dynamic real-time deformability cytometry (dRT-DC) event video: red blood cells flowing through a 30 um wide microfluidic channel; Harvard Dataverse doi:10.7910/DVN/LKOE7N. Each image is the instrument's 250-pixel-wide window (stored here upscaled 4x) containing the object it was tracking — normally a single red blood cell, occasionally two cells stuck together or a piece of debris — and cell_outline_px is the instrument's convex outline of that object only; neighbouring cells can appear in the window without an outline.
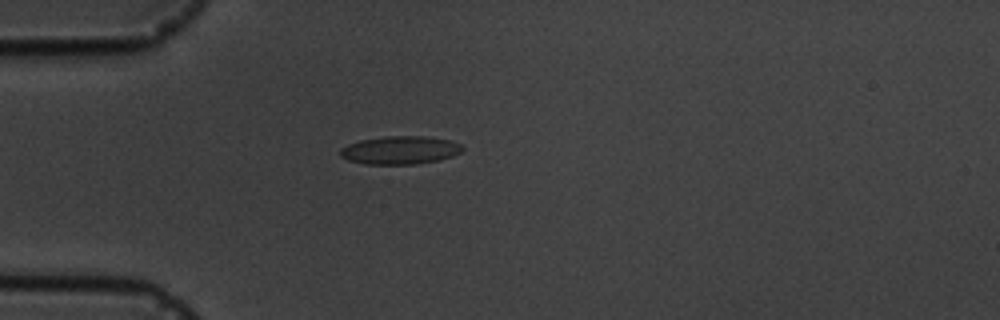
{"species": "common noctule bat (a hibernating species)", "species_latin": "Nyctalus noctula", "temperature_condition": "cold", "stored_images_in_passage": 4, "camera_frame_rate_fps": 3000, "um_per_image_px": 0.085, "animal": {"sex": "male", "body_mass_g": 19.5, "forearm_length_mm": 54.6}, "frame": {"image": 1, "passage_image": 3, "time_ms": 3.333, "image_size_px": [1000, 320], "cell_outline_px": [[464, 148], [460, 152], [452, 156], [440, 160], [416, 164], [364, 164], [348, 160], [340, 156], [340, 148], [348, 144], [360, 140], [384, 136], [424, 136], [448, 140], [460, 144]], "centroid_in_image_um": [33.98, 12.76], "position_along_channel_um": 51.0, "area_um2": 20.06}}